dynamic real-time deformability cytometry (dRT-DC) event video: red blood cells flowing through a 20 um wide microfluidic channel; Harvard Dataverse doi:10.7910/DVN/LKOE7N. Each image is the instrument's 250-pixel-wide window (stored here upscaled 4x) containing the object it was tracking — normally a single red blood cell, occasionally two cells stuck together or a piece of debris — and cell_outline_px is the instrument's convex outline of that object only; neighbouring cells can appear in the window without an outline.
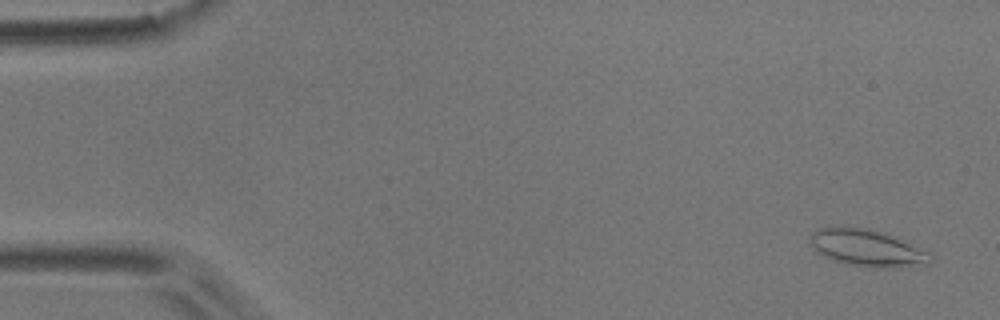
{"species": "common noctule bat (a hibernating species)", "species_latin": "Nyctalus noctula", "temperature_condition": "room temperature", "stored_images_in_passage": 6, "camera_frame_rate_fps": 3000, "um_per_image_px": 0.085, "animal": {"sex": "male", "body_mass_g": 17.9}, "frame": {"image": 1, "passage_image": 1, "time_ms": 0.0, "image_size_px": [1000, 320], "cell_outline_px": [[936, 260], [928, 264], [884, 268], [868, 268], [844, 264], [824, 256], [816, 252], [808, 236], [812, 232], [820, 228], [868, 228], [888, 232], [928, 252]], "centroid_in_image_um": [73.74, 21.09], "position_along_channel_um": 11.3, "area_um2": 26.07}}
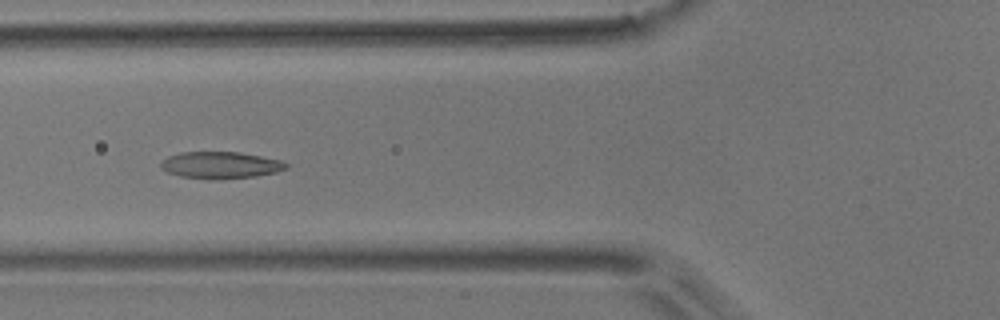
{"frame": {"image": 2, "passage_image": 6, "time_ms": 6.0, "image_size_px": [1000, 320], "cell_outline_px": [[288, 168], [276, 172], [256, 176], [216, 180], [208, 180], [180, 176], [168, 172], [160, 168], [160, 164], [168, 156], [180, 152], [240, 152], [280, 160], [288, 164]], "centroid_in_image_um": [18.74, 14.04], "position_along_channel_um": 107.1, "area_um2": 19.71}}